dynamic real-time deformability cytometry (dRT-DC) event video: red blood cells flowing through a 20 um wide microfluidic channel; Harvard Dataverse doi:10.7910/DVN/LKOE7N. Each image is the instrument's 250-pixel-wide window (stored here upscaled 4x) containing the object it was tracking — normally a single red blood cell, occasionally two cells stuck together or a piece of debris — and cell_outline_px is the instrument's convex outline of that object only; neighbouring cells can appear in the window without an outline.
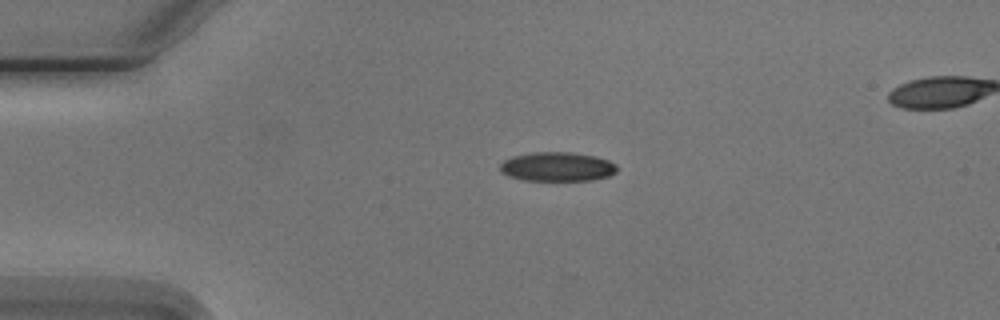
{"species": "Egyptian fruit bat (a non-hibernating species)", "species_latin": "Rousettus aegyptiacus", "temperature_condition": "cold", "stored_images_in_passage": 3, "camera_frame_rate_fps": 3000, "um_per_image_px": 0.085, "animal": {"sex": "male"}, "frame": {"image": 1, "passage_image": 1, "time_ms": 0.0, "image_size_px": [1000, 320], "cell_outline_px": [[616, 172], [608, 176], [592, 180], [524, 180], [508, 176], [500, 172], [500, 164], [504, 160], [512, 156], [532, 152], [572, 152], [596, 156], [608, 160], [616, 164]], "centroid_in_image_um": [47.35, 14.16], "position_along_channel_um": 37.7, "area_um2": 19.94}}